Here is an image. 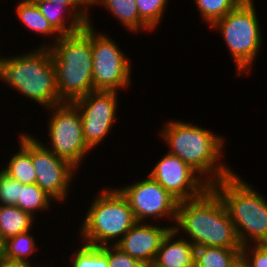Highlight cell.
Wrapping results in <instances>:
<instances>
[{"label":"cell","instance_id":"1","mask_svg":"<svg viewBox=\"0 0 267 267\" xmlns=\"http://www.w3.org/2000/svg\"><path fill=\"white\" fill-rule=\"evenodd\" d=\"M175 222L173 229L186 232L195 247L242 249L226 207L211 187L198 198L179 202Z\"/></svg>","mask_w":267,"mask_h":267},{"label":"cell","instance_id":"2","mask_svg":"<svg viewBox=\"0 0 267 267\" xmlns=\"http://www.w3.org/2000/svg\"><path fill=\"white\" fill-rule=\"evenodd\" d=\"M161 132V137L171 148L168 153L179 157L200 176H208L205 180L210 185L233 173L225 163L219 161L225 145L223 137L180 120H170Z\"/></svg>","mask_w":267,"mask_h":267},{"label":"cell","instance_id":"3","mask_svg":"<svg viewBox=\"0 0 267 267\" xmlns=\"http://www.w3.org/2000/svg\"><path fill=\"white\" fill-rule=\"evenodd\" d=\"M49 47L56 71L59 97L73 102L93 91L92 22L81 31L61 36ZM52 46V47H51Z\"/></svg>","mask_w":267,"mask_h":267},{"label":"cell","instance_id":"4","mask_svg":"<svg viewBox=\"0 0 267 267\" xmlns=\"http://www.w3.org/2000/svg\"><path fill=\"white\" fill-rule=\"evenodd\" d=\"M0 80L47 108L64 103L57 90L49 47H40L20 56L0 57Z\"/></svg>","mask_w":267,"mask_h":267},{"label":"cell","instance_id":"5","mask_svg":"<svg viewBox=\"0 0 267 267\" xmlns=\"http://www.w3.org/2000/svg\"><path fill=\"white\" fill-rule=\"evenodd\" d=\"M222 199L241 246L267 244V201L233 173L211 185Z\"/></svg>","mask_w":267,"mask_h":267},{"label":"cell","instance_id":"6","mask_svg":"<svg viewBox=\"0 0 267 267\" xmlns=\"http://www.w3.org/2000/svg\"><path fill=\"white\" fill-rule=\"evenodd\" d=\"M94 199L82 222L84 244L102 247L113 240L116 245L137 222L133 211L118 189H102Z\"/></svg>","mask_w":267,"mask_h":267},{"label":"cell","instance_id":"7","mask_svg":"<svg viewBox=\"0 0 267 267\" xmlns=\"http://www.w3.org/2000/svg\"><path fill=\"white\" fill-rule=\"evenodd\" d=\"M255 5L236 6L210 28L220 30L236 62L237 74L249 72L261 47L262 34Z\"/></svg>","mask_w":267,"mask_h":267},{"label":"cell","instance_id":"8","mask_svg":"<svg viewBox=\"0 0 267 267\" xmlns=\"http://www.w3.org/2000/svg\"><path fill=\"white\" fill-rule=\"evenodd\" d=\"M52 110V117L49 119V137L51 147L44 146L51 150L57 157H60L74 167L79 168L82 160L91 149L85 142L82 130L81 116L78 108L71 102H64L57 106L48 108ZM79 165V166H78Z\"/></svg>","mask_w":267,"mask_h":267},{"label":"cell","instance_id":"9","mask_svg":"<svg viewBox=\"0 0 267 267\" xmlns=\"http://www.w3.org/2000/svg\"><path fill=\"white\" fill-rule=\"evenodd\" d=\"M92 25L93 91H117L130 85V61L108 35Z\"/></svg>","mask_w":267,"mask_h":267},{"label":"cell","instance_id":"10","mask_svg":"<svg viewBox=\"0 0 267 267\" xmlns=\"http://www.w3.org/2000/svg\"><path fill=\"white\" fill-rule=\"evenodd\" d=\"M117 91H91L72 103L78 108L83 136L90 149L109 134L116 120Z\"/></svg>","mask_w":267,"mask_h":267},{"label":"cell","instance_id":"11","mask_svg":"<svg viewBox=\"0 0 267 267\" xmlns=\"http://www.w3.org/2000/svg\"><path fill=\"white\" fill-rule=\"evenodd\" d=\"M127 199L137 222L148 218L176 220L179 201L167 192L151 176L147 179L117 188Z\"/></svg>","mask_w":267,"mask_h":267},{"label":"cell","instance_id":"12","mask_svg":"<svg viewBox=\"0 0 267 267\" xmlns=\"http://www.w3.org/2000/svg\"><path fill=\"white\" fill-rule=\"evenodd\" d=\"M154 166L148 176L179 202L198 198L211 187L190 165L170 153L164 155Z\"/></svg>","mask_w":267,"mask_h":267},{"label":"cell","instance_id":"13","mask_svg":"<svg viewBox=\"0 0 267 267\" xmlns=\"http://www.w3.org/2000/svg\"><path fill=\"white\" fill-rule=\"evenodd\" d=\"M31 158L36 171L37 186L54 200L64 201L69 192L68 188L74 176L73 173L77 170L76 167L57 157L42 142L32 136Z\"/></svg>","mask_w":267,"mask_h":267},{"label":"cell","instance_id":"14","mask_svg":"<svg viewBox=\"0 0 267 267\" xmlns=\"http://www.w3.org/2000/svg\"><path fill=\"white\" fill-rule=\"evenodd\" d=\"M173 227L136 222L116 246L146 267H151L163 239Z\"/></svg>","mask_w":267,"mask_h":267},{"label":"cell","instance_id":"15","mask_svg":"<svg viewBox=\"0 0 267 267\" xmlns=\"http://www.w3.org/2000/svg\"><path fill=\"white\" fill-rule=\"evenodd\" d=\"M176 234L168 232L151 267H195V246L186 238L174 239Z\"/></svg>","mask_w":267,"mask_h":267},{"label":"cell","instance_id":"16","mask_svg":"<svg viewBox=\"0 0 267 267\" xmlns=\"http://www.w3.org/2000/svg\"><path fill=\"white\" fill-rule=\"evenodd\" d=\"M20 135V150L11 157L6 168L1 170L23 185L36 184V171L31 158V135Z\"/></svg>","mask_w":267,"mask_h":267},{"label":"cell","instance_id":"17","mask_svg":"<svg viewBox=\"0 0 267 267\" xmlns=\"http://www.w3.org/2000/svg\"><path fill=\"white\" fill-rule=\"evenodd\" d=\"M38 6L40 12L44 15V17L48 20L51 26L61 35H71L77 33L82 30V28L86 25L71 9L63 3H53V2H45V1H34ZM70 12H67L69 11ZM67 12L68 20L66 21L64 12ZM64 16V17H63ZM69 24V25H66Z\"/></svg>","mask_w":267,"mask_h":267},{"label":"cell","instance_id":"18","mask_svg":"<svg viewBox=\"0 0 267 267\" xmlns=\"http://www.w3.org/2000/svg\"><path fill=\"white\" fill-rule=\"evenodd\" d=\"M91 4L104 5L111 14L127 27L130 32L152 29L139 17L136 0H91Z\"/></svg>","mask_w":267,"mask_h":267},{"label":"cell","instance_id":"19","mask_svg":"<svg viewBox=\"0 0 267 267\" xmlns=\"http://www.w3.org/2000/svg\"><path fill=\"white\" fill-rule=\"evenodd\" d=\"M34 217L17 206L0 205V238L2 241L30 231Z\"/></svg>","mask_w":267,"mask_h":267},{"label":"cell","instance_id":"20","mask_svg":"<svg viewBox=\"0 0 267 267\" xmlns=\"http://www.w3.org/2000/svg\"><path fill=\"white\" fill-rule=\"evenodd\" d=\"M241 256V249L195 247V267H231Z\"/></svg>","mask_w":267,"mask_h":267},{"label":"cell","instance_id":"21","mask_svg":"<svg viewBox=\"0 0 267 267\" xmlns=\"http://www.w3.org/2000/svg\"><path fill=\"white\" fill-rule=\"evenodd\" d=\"M17 16L21 19L23 25L27 26L31 31L43 36L57 35V41L61 35L51 26L48 20L40 12L38 6L33 0H22L16 7Z\"/></svg>","mask_w":267,"mask_h":267},{"label":"cell","instance_id":"22","mask_svg":"<svg viewBox=\"0 0 267 267\" xmlns=\"http://www.w3.org/2000/svg\"><path fill=\"white\" fill-rule=\"evenodd\" d=\"M52 200L54 201V199L39 188L37 184H28L20 187V200L17 202L16 206L33 216L36 211L48 209L51 204L50 201Z\"/></svg>","mask_w":267,"mask_h":267},{"label":"cell","instance_id":"23","mask_svg":"<svg viewBox=\"0 0 267 267\" xmlns=\"http://www.w3.org/2000/svg\"><path fill=\"white\" fill-rule=\"evenodd\" d=\"M35 240L30 231L18 234L3 241L2 256L9 259L30 262L29 256L35 251Z\"/></svg>","mask_w":267,"mask_h":267},{"label":"cell","instance_id":"24","mask_svg":"<svg viewBox=\"0 0 267 267\" xmlns=\"http://www.w3.org/2000/svg\"><path fill=\"white\" fill-rule=\"evenodd\" d=\"M74 256L72 267H108V245L97 247L82 244Z\"/></svg>","mask_w":267,"mask_h":267},{"label":"cell","instance_id":"25","mask_svg":"<svg viewBox=\"0 0 267 267\" xmlns=\"http://www.w3.org/2000/svg\"><path fill=\"white\" fill-rule=\"evenodd\" d=\"M200 15L211 26L215 21L225 17L237 5L233 0H195Z\"/></svg>","mask_w":267,"mask_h":267},{"label":"cell","instance_id":"26","mask_svg":"<svg viewBox=\"0 0 267 267\" xmlns=\"http://www.w3.org/2000/svg\"><path fill=\"white\" fill-rule=\"evenodd\" d=\"M139 17L153 30L162 20L168 0H136Z\"/></svg>","mask_w":267,"mask_h":267},{"label":"cell","instance_id":"27","mask_svg":"<svg viewBox=\"0 0 267 267\" xmlns=\"http://www.w3.org/2000/svg\"><path fill=\"white\" fill-rule=\"evenodd\" d=\"M20 187L23 184L0 170V205L16 206L20 200Z\"/></svg>","mask_w":267,"mask_h":267},{"label":"cell","instance_id":"28","mask_svg":"<svg viewBox=\"0 0 267 267\" xmlns=\"http://www.w3.org/2000/svg\"><path fill=\"white\" fill-rule=\"evenodd\" d=\"M253 245L254 247L251 248L252 255H250L251 253H249V247H251L250 244L242 246L241 257L249 267H267V244Z\"/></svg>","mask_w":267,"mask_h":267},{"label":"cell","instance_id":"29","mask_svg":"<svg viewBox=\"0 0 267 267\" xmlns=\"http://www.w3.org/2000/svg\"><path fill=\"white\" fill-rule=\"evenodd\" d=\"M111 246V247H109ZM108 246V267H146L116 245Z\"/></svg>","mask_w":267,"mask_h":267},{"label":"cell","instance_id":"30","mask_svg":"<svg viewBox=\"0 0 267 267\" xmlns=\"http://www.w3.org/2000/svg\"><path fill=\"white\" fill-rule=\"evenodd\" d=\"M66 4L85 24H89L91 18L87 13L88 5L92 6L91 0H33ZM82 5V6H81ZM82 9V10H81ZM90 18V19H89Z\"/></svg>","mask_w":267,"mask_h":267},{"label":"cell","instance_id":"31","mask_svg":"<svg viewBox=\"0 0 267 267\" xmlns=\"http://www.w3.org/2000/svg\"><path fill=\"white\" fill-rule=\"evenodd\" d=\"M0 267H34L30 262L0 257ZM37 267V266H35Z\"/></svg>","mask_w":267,"mask_h":267},{"label":"cell","instance_id":"32","mask_svg":"<svg viewBox=\"0 0 267 267\" xmlns=\"http://www.w3.org/2000/svg\"><path fill=\"white\" fill-rule=\"evenodd\" d=\"M231 267H249L244 259L240 256Z\"/></svg>","mask_w":267,"mask_h":267},{"label":"cell","instance_id":"33","mask_svg":"<svg viewBox=\"0 0 267 267\" xmlns=\"http://www.w3.org/2000/svg\"><path fill=\"white\" fill-rule=\"evenodd\" d=\"M237 6L254 5L253 0H233Z\"/></svg>","mask_w":267,"mask_h":267},{"label":"cell","instance_id":"34","mask_svg":"<svg viewBox=\"0 0 267 267\" xmlns=\"http://www.w3.org/2000/svg\"><path fill=\"white\" fill-rule=\"evenodd\" d=\"M2 254H3V241L0 238V257L2 256Z\"/></svg>","mask_w":267,"mask_h":267}]
</instances>
